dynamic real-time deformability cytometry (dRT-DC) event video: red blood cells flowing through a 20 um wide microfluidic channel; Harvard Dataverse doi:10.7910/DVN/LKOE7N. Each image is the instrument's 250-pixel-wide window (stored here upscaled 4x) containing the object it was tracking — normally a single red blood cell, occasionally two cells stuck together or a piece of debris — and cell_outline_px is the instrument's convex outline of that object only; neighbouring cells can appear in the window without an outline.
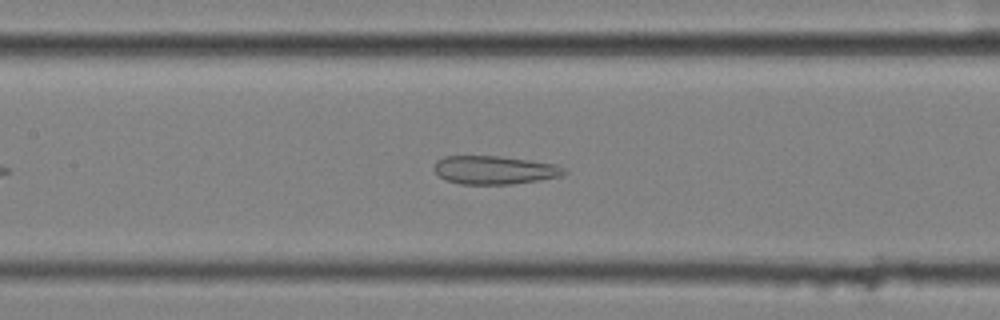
{"species": "common noctule bat (a hibernating species)", "species_latin": "Nyctalus noctula", "temperature_condition": "cold", "stored_images_in_passage": 45, "camera_frame_rate_fps": 3000, "um_per_image_px": 0.085, "animal": {"sex": "female", "body_mass_g": 25.1}, "frame": {"image": 1, "passage_image": 15, "time_ms": 4.667, "image_size_px": [1000, 320], "cell_outline_px": [[568, 172], [560, 176], [540, 180], [512, 184], [460, 184], [444, 180], [432, 168], [436, 160], [444, 156], [500, 156], [556, 164], [564, 168]], "centroid_in_image_um": [42.0, 14.45], "position_along_channel_um": 165.4, "area_um2": 21.62}}
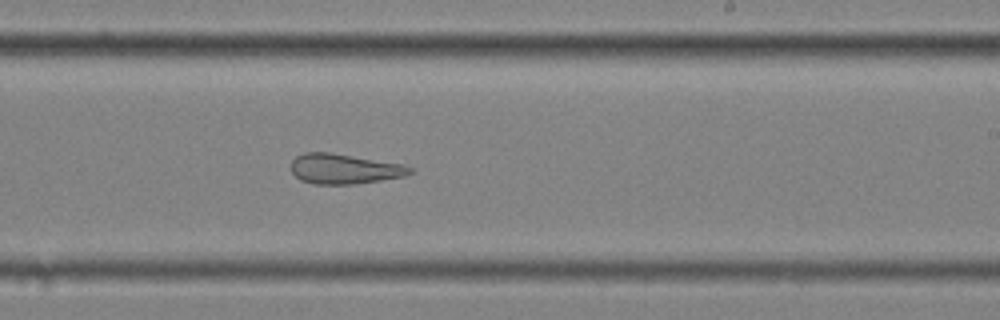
{"frame": {"image": 2, "passage_image": 23, "time_ms": 7.333, "image_size_px": [1000, 320], "cell_outline_px": [[416, 168], [412, 172], [404, 176], [356, 184], [312, 184], [300, 180], [292, 172], [292, 160], [296, 156], [304, 152], [328, 152], [404, 164]], "centroid_in_image_um": [29.28, 14.35], "position_along_channel_um": 259.7, "area_um2": 20.87}}
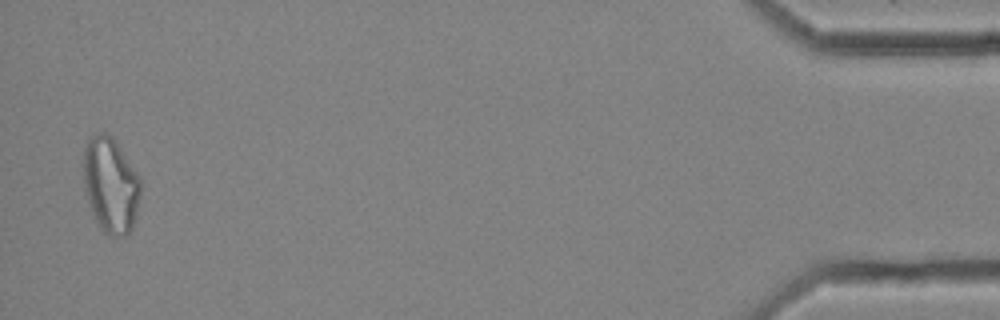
{"frame": {"image": 3, "passage_image": 44, "time_ms": 14.333, "image_size_px": [1000, 320], "cell_outline_px": [[140, 192], [136, 212], [132, 228], [124, 236], [108, 236], [100, 228], [92, 212], [84, 188], [84, 148], [88, 140], [92, 136], [100, 132], [104, 132], [112, 136], [140, 176]], "centroid_in_image_um": [9.4, 15.72], "position_along_channel_um": 425.8, "area_um2": 31.56}, "authors_computed_cell_mechanics": {"area_um2": 24.6806, "velocity_mm_per_s": 3.5454, "shape_relaxation_time_tau1_ms": null, "shape_relaxation_time_tau2_ms": 2.9367, "deformation_change_tau1": null, "deformation_change_tau2": 0.1358}}